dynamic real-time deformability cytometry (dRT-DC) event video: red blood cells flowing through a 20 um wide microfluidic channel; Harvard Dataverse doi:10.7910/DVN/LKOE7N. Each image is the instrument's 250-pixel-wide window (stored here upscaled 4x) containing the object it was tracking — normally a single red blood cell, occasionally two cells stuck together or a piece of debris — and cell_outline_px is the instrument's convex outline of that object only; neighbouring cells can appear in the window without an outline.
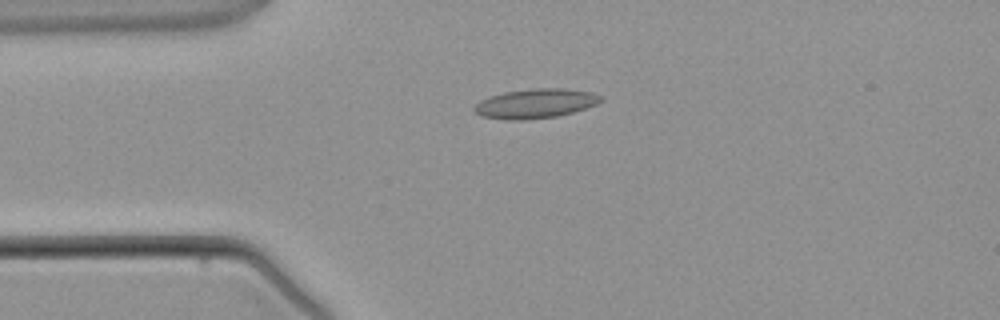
{"species": "common noctule bat (a hibernating species)", "species_latin": "Nyctalus noctula", "temperature_condition": "warm", "stored_images_in_passage": 4, "camera_frame_rate_fps": 3000, "um_per_image_px": 0.085, "animal": {"sex": "male", "body_mass_g": 21.5, "forearm_length_mm": 52.0}, "frame": {"image": 1, "passage_image": 3, "time_ms": 2.667, "image_size_px": [1000, 320], "cell_outline_px": [[604, 100], [596, 104], [572, 112], [556, 116], [524, 120], [508, 120], [480, 116], [472, 108], [480, 100], [504, 92], [532, 88], [564, 88], [588, 92], [604, 96]], "centroid_in_image_um": [45.5, 8.8], "position_along_channel_um": 39.5, "area_um2": 21.62}}